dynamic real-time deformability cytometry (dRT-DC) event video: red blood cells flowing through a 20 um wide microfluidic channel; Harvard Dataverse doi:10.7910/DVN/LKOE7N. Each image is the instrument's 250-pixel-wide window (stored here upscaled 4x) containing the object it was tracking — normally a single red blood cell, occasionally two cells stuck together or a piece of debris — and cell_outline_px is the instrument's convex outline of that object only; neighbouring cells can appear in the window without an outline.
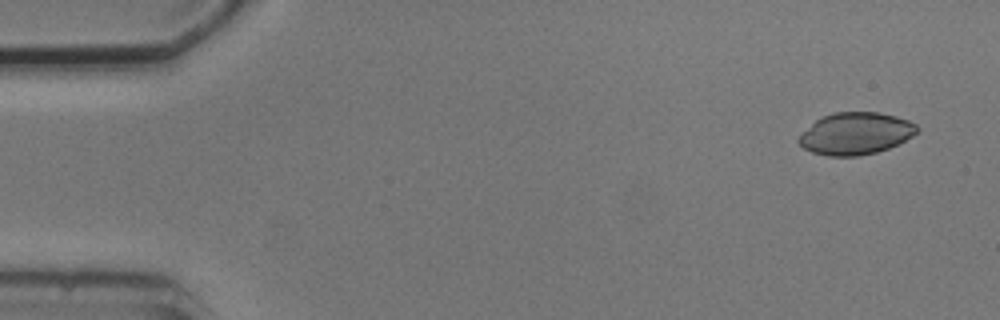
{"species": "common noctule bat (a hibernating species)", "species_latin": "Nyctalus noctula", "temperature_condition": "cold", "stored_images_in_passage": 3, "camera_frame_rate_fps": 3000, "um_per_image_px": 0.085, "animal": {"sex": "male", "body_mass_g": 20.5, "forearm_length_mm": 52.5}, "frame": {"image": 1, "passage_image": 1, "time_ms": 0.0, "image_size_px": [1000, 320], "cell_outline_px": [[920, 128], [912, 136], [888, 148], [876, 152], [860, 156], [828, 156], [812, 152], [804, 148], [796, 140], [816, 120], [832, 112], [880, 112], [896, 116], [908, 120], [916, 124]], "centroid_in_image_um": [72.74, 11.35], "position_along_channel_um": 12.3, "area_um2": 28.78}}